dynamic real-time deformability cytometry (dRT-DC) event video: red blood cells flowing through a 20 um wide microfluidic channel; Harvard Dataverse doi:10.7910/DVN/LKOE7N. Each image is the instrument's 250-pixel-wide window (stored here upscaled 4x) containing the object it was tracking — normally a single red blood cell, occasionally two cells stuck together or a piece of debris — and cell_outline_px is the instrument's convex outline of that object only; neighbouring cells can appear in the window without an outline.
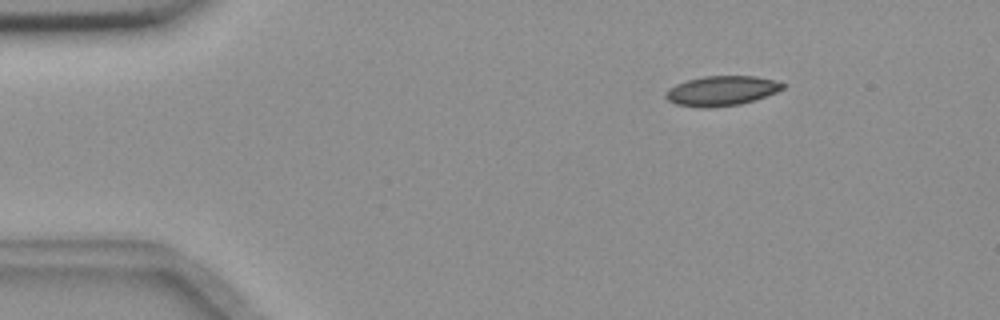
{"species": "common noctule bat (a hibernating species)", "species_latin": "Nyctalus noctula", "temperature_condition": "room temperature", "stored_images_in_passage": 48, "camera_frame_rate_fps": 3000, "um_per_image_px": 0.085, "animal": {"sex": "female", "body_mass_g": 18.4}, "frame": {"image": 1, "passage_image": 1, "time_ms": 0.0, "image_size_px": [1000, 320], "cell_outline_px": [[784, 88], [776, 92], [740, 104], [708, 108], [700, 108], [676, 104], [668, 100], [664, 96], [664, 92], [668, 88], [676, 84], [688, 80], [704, 76], [756, 76], [776, 80], [784, 84]], "centroid_in_image_um": [61.29, 7.72], "position_along_channel_um": 23.7, "area_um2": 20.29}}
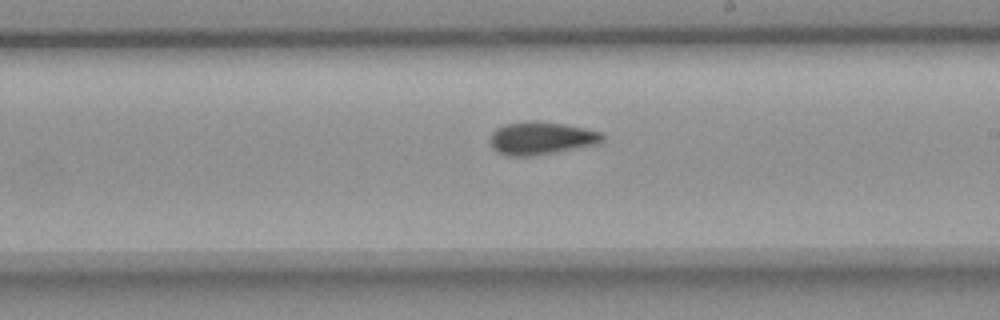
{"frame": {"image": 2, "passage_image": 25, "time_ms": 8.0, "image_size_px": [1000, 320], "cell_outline_px": [[604, 140], [600, 144], [556, 152], [532, 156], [508, 156], [496, 152], [492, 148], [492, 132], [496, 128], [504, 124], [564, 124], [584, 128], [600, 132], [604, 136]], "centroid_in_image_um": [46.05, 11.81], "position_along_channel_um": 243.0, "area_um2": 20.69}}
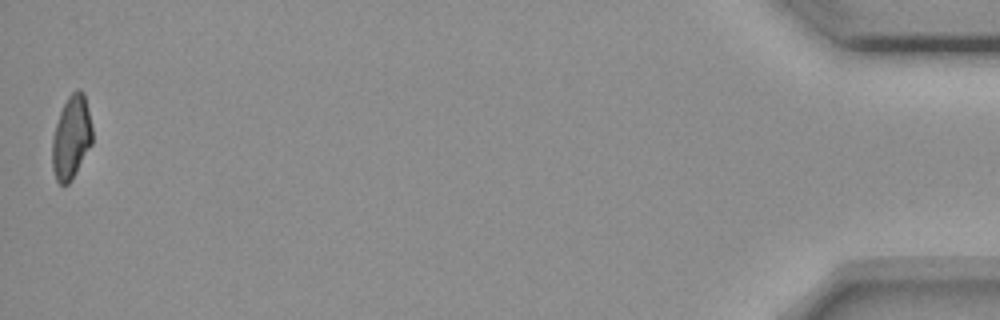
{"frame": {"image": 3, "passage_image": 48, "time_ms": 15.667, "image_size_px": [1000, 320], "cell_outline_px": [[92, 144], [72, 180], [68, 184], [60, 184], [56, 180], [52, 168], [52, 136], [60, 112], [68, 96], [76, 88], [84, 92], [92, 128]], "centroid_in_image_um": [6.06, 11.69], "position_along_channel_um": 429.1, "area_um2": 19.54}, "authors_computed_cell_mechanics": {"area_um2": 20.5479, "velocity_mm_per_s": 3.6573, "shape_relaxation_time_tau1_ms": null, "shape_relaxation_time_tau2_ms": 2.6934, "deformation_change_tau1": null, "deformation_change_tau2": 0.0732}}